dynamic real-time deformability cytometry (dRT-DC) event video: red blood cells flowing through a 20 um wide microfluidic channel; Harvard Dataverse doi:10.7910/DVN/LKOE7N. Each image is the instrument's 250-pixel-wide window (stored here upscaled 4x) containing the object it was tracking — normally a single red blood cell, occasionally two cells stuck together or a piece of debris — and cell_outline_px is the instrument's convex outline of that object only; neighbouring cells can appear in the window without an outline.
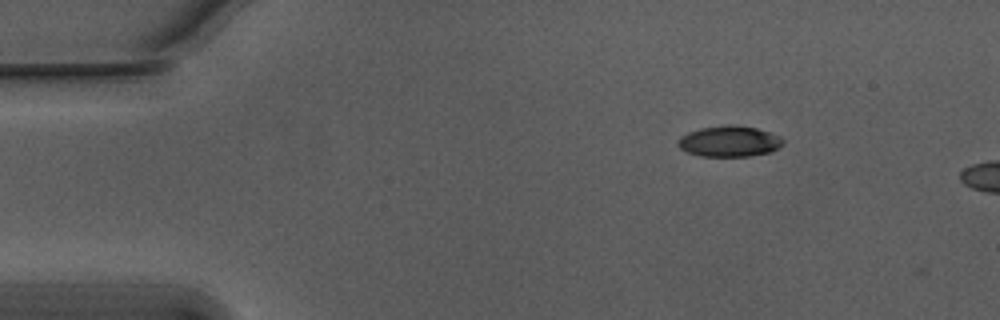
{"species": "Egyptian fruit bat (a non-hibernating species)", "species_latin": "Rousettus aegyptiacus", "temperature_condition": "warm", "stored_images_in_passage": 3, "camera_frame_rate_fps": 3000, "um_per_image_px": 0.085, "animal": {"sex": "male"}, "frame": {"image": 1, "passage_image": 2, "time_ms": 0.333, "image_size_px": [1000, 320], "cell_outline_px": [[784, 144], [772, 152], [748, 156], [700, 156], [688, 152], [680, 148], [676, 144], [680, 136], [688, 132], [700, 128], [728, 124], [732, 124], [756, 128], [780, 136], [784, 140]], "centroid_in_image_um": [61.99, 12.01], "position_along_channel_um": 23.0, "area_um2": 19.02}}